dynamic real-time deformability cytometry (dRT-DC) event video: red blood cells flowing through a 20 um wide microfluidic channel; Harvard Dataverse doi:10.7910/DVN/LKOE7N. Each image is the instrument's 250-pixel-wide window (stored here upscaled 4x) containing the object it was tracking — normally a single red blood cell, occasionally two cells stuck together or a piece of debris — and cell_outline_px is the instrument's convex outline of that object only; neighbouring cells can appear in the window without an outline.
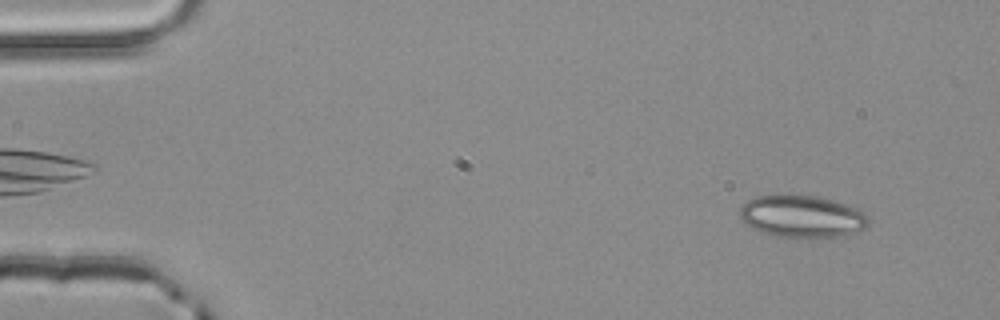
{"species": "common noctule bat (a hibernating species)", "species_latin": "Nyctalus noctula", "temperature_condition": "room temperature", "stored_images_in_passage": 4, "camera_frame_rate_fps": 3000, "um_per_image_px": 0.085, "animal": {"sex": "male", "body_mass_g": 20.4}, "frame": {"image": 1, "passage_image": 1, "time_ms": 0.0, "image_size_px": [1000, 320], "cell_outline_px": [[868, 224], [864, 228], [840, 236], [776, 236], [760, 232], [744, 224], [740, 220], [740, 208], [748, 200], [756, 196], [788, 192], [816, 196], [832, 200], [856, 208], [864, 212], [868, 216]], "centroid_in_image_um": [68.09, 18.34], "position_along_channel_um": 16.9, "area_um2": 31.79}}